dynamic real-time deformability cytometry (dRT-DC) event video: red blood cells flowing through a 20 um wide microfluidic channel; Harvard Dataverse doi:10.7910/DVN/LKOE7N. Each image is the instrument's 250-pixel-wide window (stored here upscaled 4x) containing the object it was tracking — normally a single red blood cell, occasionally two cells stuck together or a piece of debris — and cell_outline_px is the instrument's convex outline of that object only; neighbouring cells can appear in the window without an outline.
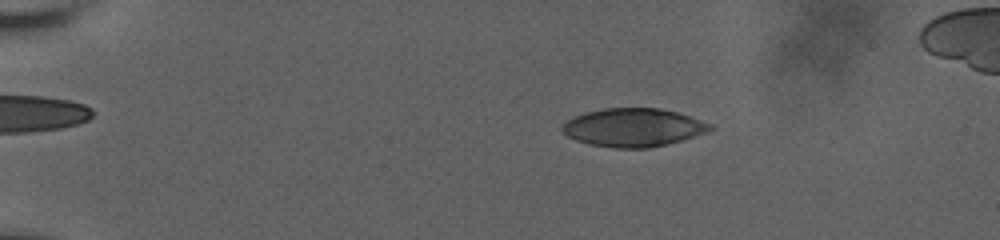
{"species": "human", "species_latin": "Homo sapiens", "temperature_condition": "room temperature", "stored_images_in_passage": 20, "camera_frame_rate_fps": 3000, "um_per_image_px": 0.085, "donor": {"sex": "male"}, "frame": {"image": 1, "passage_image": 8, "time_ms": 4.333, "image_size_px": [1000, 240], "cell_outline_px": [[712, 128], [708, 132], [680, 140], [648, 148], [612, 148], [588, 144], [576, 140], [568, 136], [560, 128], [568, 120], [576, 116], [588, 112], [604, 108], [660, 108], [676, 112], [712, 124]], "centroid_in_image_um": [53.82, 10.84], "position_along_channel_um": 31.2, "area_um2": 32.6}}
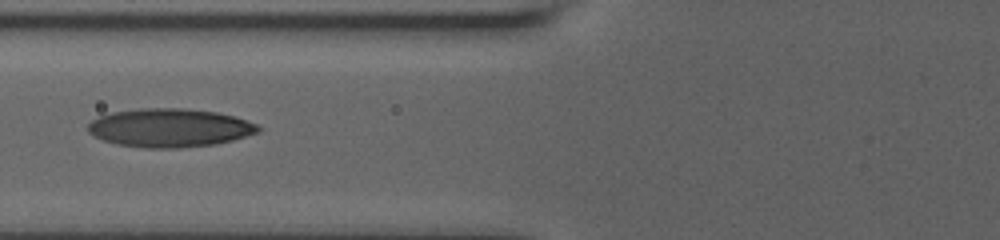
{"frame": {"image": 2, "passage_image": 15, "time_ms": 9.0, "image_size_px": [1000, 240], "cell_outline_px": [[260, 128], [256, 132], [232, 140], [216, 144], [176, 148], [148, 148], [116, 144], [104, 140], [88, 132], [88, 124], [92, 120], [100, 116], [112, 112], [140, 108], [180, 108], [216, 112], [232, 116], [256, 124]], "centroid_in_image_um": [14.37, 10.86], "position_along_channel_um": 111.4, "area_um2": 37.74}}
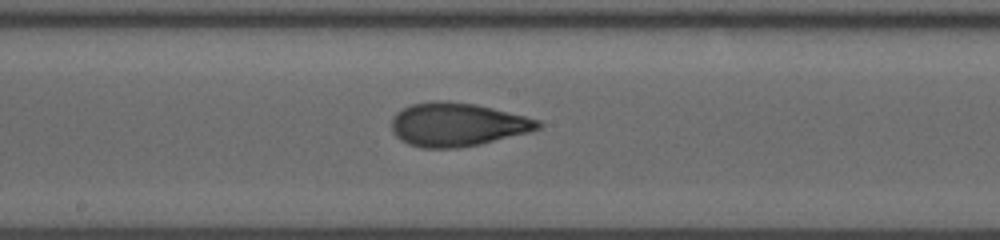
{"frame": {"image": 3, "passage_image": 20, "time_ms": 11.667, "image_size_px": [1000, 240], "cell_outline_px": [[544, 124], [540, 128], [480, 144], [456, 148], [420, 148], [408, 144], [400, 140], [392, 132], [392, 116], [396, 112], [412, 104], [432, 100], [440, 100], [476, 104], [540, 120]], "centroid_in_image_um": [38.81, 10.58], "position_along_channel_um": 209.4, "area_um2": 36.99}}